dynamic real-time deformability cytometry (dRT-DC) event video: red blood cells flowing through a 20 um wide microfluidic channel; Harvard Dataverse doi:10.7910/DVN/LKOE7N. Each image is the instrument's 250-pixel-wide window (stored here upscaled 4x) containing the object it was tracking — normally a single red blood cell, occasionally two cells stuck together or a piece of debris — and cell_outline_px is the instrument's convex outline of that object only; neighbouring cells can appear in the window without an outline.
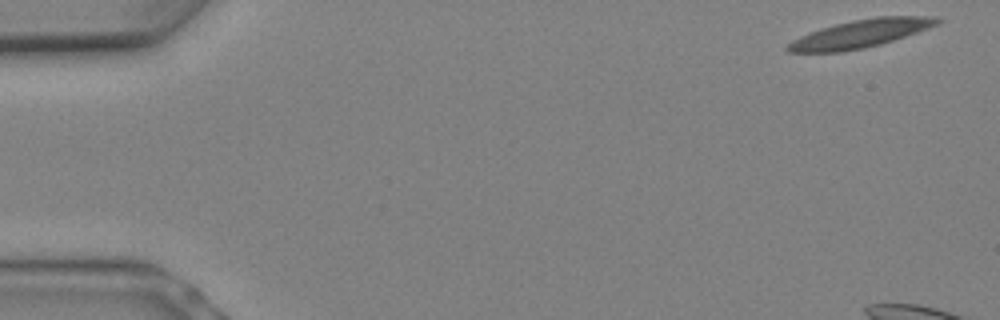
{"species": "Egyptian fruit bat (a non-hibernating species)", "species_latin": "Rousettus aegyptiacus", "temperature_condition": "warm", "stored_images_in_passage": 4, "camera_frame_rate_fps": 3000, "um_per_image_px": 0.085, "animal": {"sex": "female"}, "frame": {"image": 1, "passage_image": 1, "time_ms": 0.0, "image_size_px": [1000, 320], "cell_outline_px": [[944, 20], [940, 24], [880, 44], [864, 48], [840, 52], [788, 52], [784, 48], [792, 40], [800, 36], [820, 28], [852, 20], [876, 16], [936, 16]], "centroid_in_image_um": [73.15, 2.85], "position_along_channel_um": 11.8, "area_um2": 24.33}}